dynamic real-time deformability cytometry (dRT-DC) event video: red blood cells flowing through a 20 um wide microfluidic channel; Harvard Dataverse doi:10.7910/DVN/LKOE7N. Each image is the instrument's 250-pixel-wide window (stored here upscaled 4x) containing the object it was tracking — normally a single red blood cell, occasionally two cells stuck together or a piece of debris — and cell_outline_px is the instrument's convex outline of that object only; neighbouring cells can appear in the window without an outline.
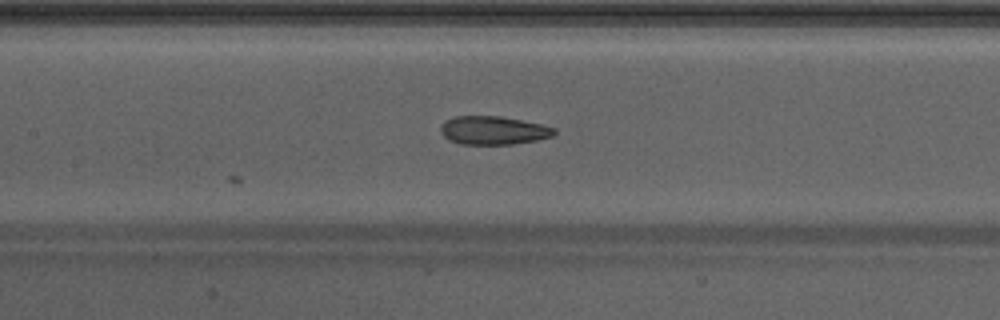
{"species": "Egyptian fruit bat (a non-hibernating species)", "species_latin": "Rousettus aegyptiacus", "temperature_condition": "warm", "stored_images_in_passage": 19, "camera_frame_rate_fps": 3000, "um_per_image_px": 0.085, "animal": {"sex": "male"}, "frame": {"image": 1, "passage_image": 19, "time_ms": 6.0, "image_size_px": [1000, 320], "cell_outline_px": [[556, 132], [552, 136], [536, 140], [512, 144], [460, 144], [448, 140], [440, 132], [440, 128], [448, 120], [456, 116], [500, 116], [540, 124], [556, 128]], "centroid_in_image_um": [41.93, 11.09], "position_along_channel_um": 165.5, "area_um2": 18.61}}